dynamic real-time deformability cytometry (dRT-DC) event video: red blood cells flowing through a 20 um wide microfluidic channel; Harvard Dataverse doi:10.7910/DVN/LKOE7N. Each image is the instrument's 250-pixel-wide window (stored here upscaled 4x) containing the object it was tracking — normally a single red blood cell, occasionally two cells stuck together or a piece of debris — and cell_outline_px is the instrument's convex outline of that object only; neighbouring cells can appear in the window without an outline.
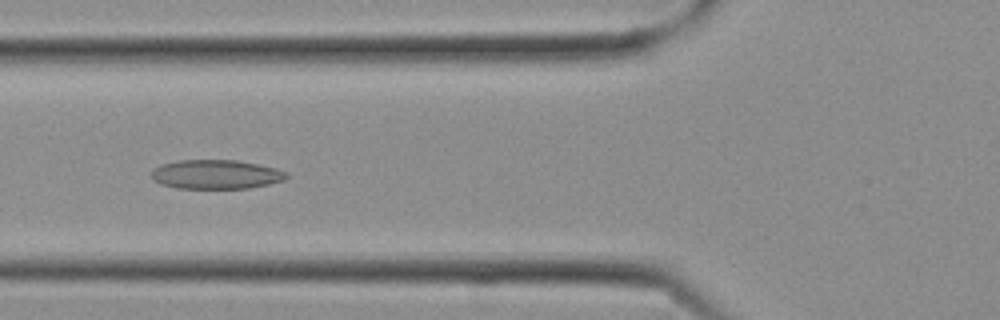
{"species": "Egyptian fruit bat (a non-hibernating species)", "species_latin": "Rousettus aegyptiacus", "temperature_condition": "cold", "stored_images_in_passage": 23, "camera_frame_rate_fps": 3000, "um_per_image_px": 0.085, "frame": {"image": 1, "passage_image": 6, "time_ms": 1.667, "image_size_px": [1000, 320], "cell_outline_px": [[288, 176], [284, 180], [268, 184], [248, 188], [176, 188], [160, 184], [152, 180], [152, 168], [160, 164], [180, 160], [236, 160], [276, 168], [288, 172]], "centroid_in_image_um": [18.33, 14.82], "position_along_channel_um": 107.5, "area_um2": 23.0}}
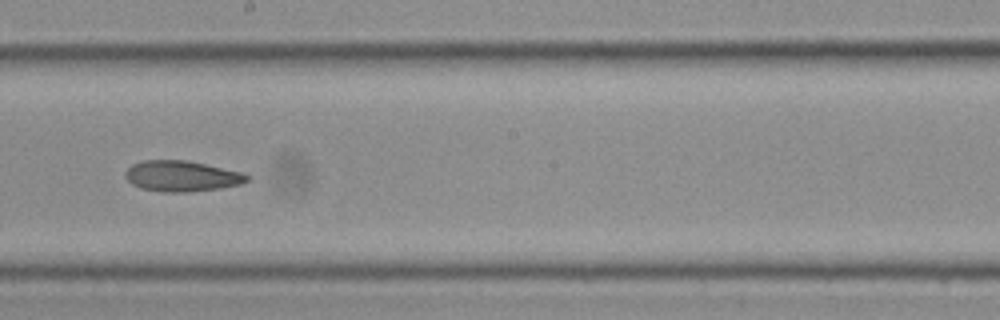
{"frame": {"image": 2, "passage_image": 11, "time_ms": 3.333, "image_size_px": [1000, 320], "cell_outline_px": [[252, 176], [248, 180], [240, 184], [220, 188], [188, 192], [160, 192], [140, 188], [132, 184], [124, 176], [124, 172], [132, 164], [144, 160], [188, 160], [244, 172]], "centroid_in_image_um": [15.46, 14.96], "position_along_channel_um": 232.7, "area_um2": 22.08}}
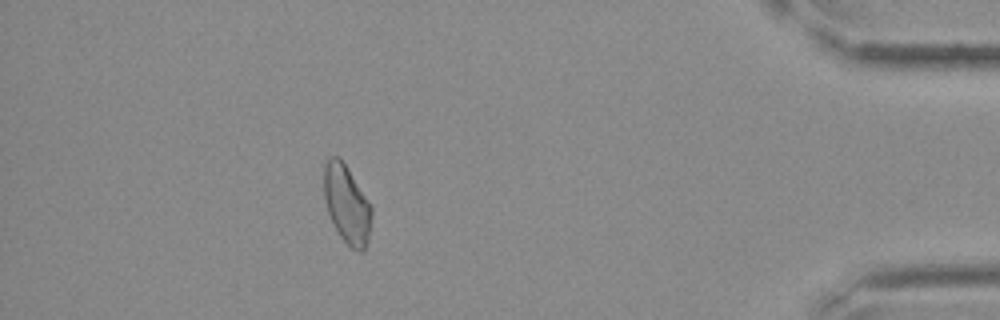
{"frame": {"image": 3, "passage_image": 20, "time_ms": 6.333, "image_size_px": [1000, 320], "cell_outline_px": [[372, 216], [368, 240], [364, 252], [360, 252], [348, 248], [340, 236], [328, 212], [324, 200], [324, 164], [328, 156], [336, 156], [344, 164], [372, 204]], "centroid_in_image_um": [29.49, 17.41], "position_along_channel_um": 405.7, "area_um2": 21.91}}